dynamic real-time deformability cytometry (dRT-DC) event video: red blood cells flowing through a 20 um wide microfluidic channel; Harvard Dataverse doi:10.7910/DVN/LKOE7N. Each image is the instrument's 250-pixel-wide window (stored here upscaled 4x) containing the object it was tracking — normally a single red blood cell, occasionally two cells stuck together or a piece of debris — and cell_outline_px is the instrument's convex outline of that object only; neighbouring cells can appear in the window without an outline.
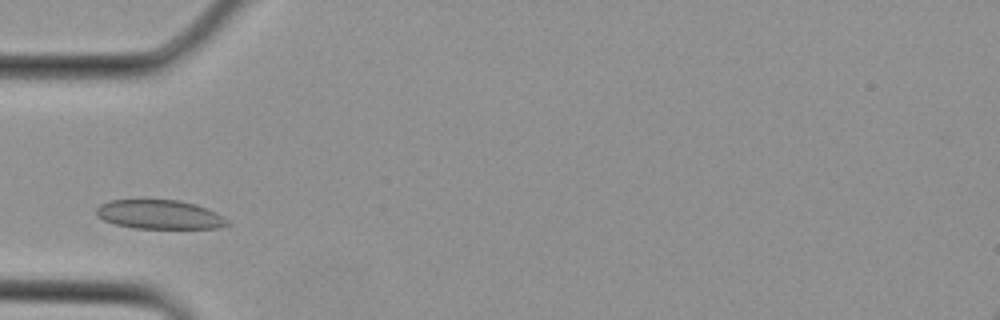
{"species": "Egyptian fruit bat (a non-hibernating species)", "species_latin": "Rousettus aegyptiacus", "temperature_condition": "cold", "stored_images_in_passage": 1, "camera_frame_rate_fps": 3000, "um_per_image_px": 0.085, "animal": {"sex": "female"}, "frame": {"image": 1, "passage_image": 1, "time_ms": 0.0, "image_size_px": [1000, 320], "cell_outline_px": [[232, 224], [220, 228], [136, 228], [116, 224], [104, 220], [96, 216], [96, 208], [100, 204], [108, 200], [180, 200], [196, 204], [208, 208], [224, 216]], "centroid_in_image_um": [13.6, 18.23], "position_along_channel_um": 71.4, "area_um2": 22.37}}